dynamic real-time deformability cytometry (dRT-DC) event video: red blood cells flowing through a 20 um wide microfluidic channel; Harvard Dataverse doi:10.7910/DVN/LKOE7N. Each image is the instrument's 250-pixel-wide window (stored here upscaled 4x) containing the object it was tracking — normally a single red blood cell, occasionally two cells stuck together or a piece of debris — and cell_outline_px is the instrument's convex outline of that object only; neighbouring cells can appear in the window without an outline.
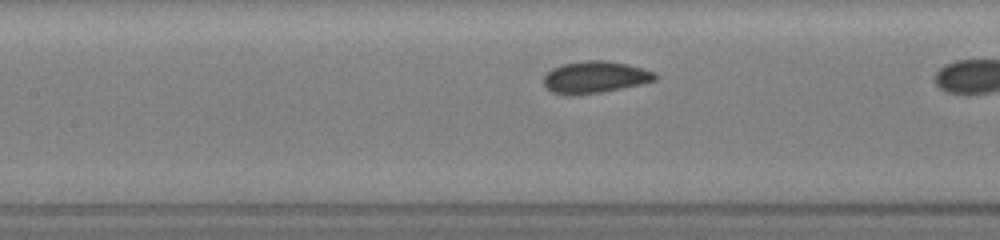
{"species": "common noctule bat (a hibernating species)", "species_latin": "Nyctalus noctula", "temperature_condition": "room temperature", "stored_images_in_passage": 17, "camera_frame_rate_fps": 3000, "um_per_image_px": 0.085, "animal": {"sex": "female", "body_mass_g": 19.5, "forearm_length_mm": 54.1}, "frame": {"image": 1, "passage_image": 11, "time_ms": 2.333, "image_size_px": [1000, 240], "cell_outline_px": [[660, 76], [656, 80], [640, 84], [604, 92], [568, 96], [564, 96], [552, 92], [544, 88], [544, 76], [552, 68], [560, 64], [588, 60], [608, 60], [628, 64], [644, 68], [656, 72]], "centroid_in_image_um": [50.58, 6.56], "position_along_channel_um": 156.8, "area_um2": 21.21}}